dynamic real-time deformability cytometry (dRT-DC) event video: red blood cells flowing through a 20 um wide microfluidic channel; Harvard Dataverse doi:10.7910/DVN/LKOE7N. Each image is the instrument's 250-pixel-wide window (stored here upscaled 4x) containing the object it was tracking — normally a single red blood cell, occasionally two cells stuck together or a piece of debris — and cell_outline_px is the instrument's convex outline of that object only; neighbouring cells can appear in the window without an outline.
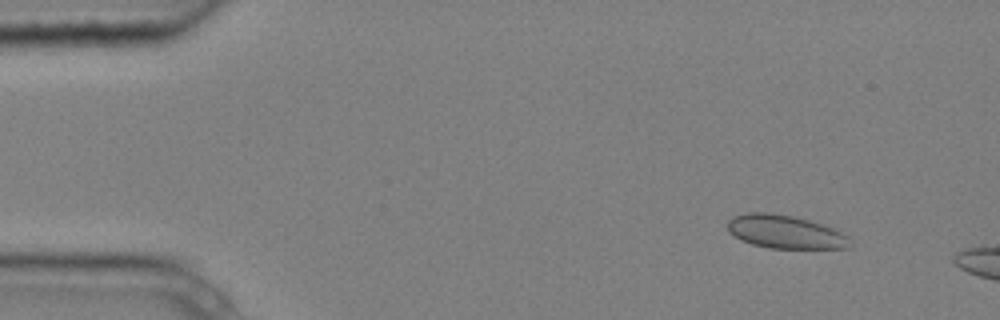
{"species": "common noctule bat (a hibernating species)", "species_latin": "Nyctalus noctula", "temperature_condition": "cold", "stored_images_in_passage": 3, "camera_frame_rate_fps": 3000, "um_per_image_px": 0.085, "animal": {"sex": "male", "body_mass_g": 20.4}, "frame": {"image": 1, "passage_image": 1, "time_ms": 0.0, "image_size_px": [1000, 320], "cell_outline_px": [[848, 248], [768, 248], [752, 244], [740, 240], [728, 232], [728, 220], [732, 216], [748, 212], [772, 212], [792, 216], [824, 224], [848, 236]], "centroid_in_image_um": [66.67, 19.69], "position_along_channel_um": 18.3, "area_um2": 23.76}}